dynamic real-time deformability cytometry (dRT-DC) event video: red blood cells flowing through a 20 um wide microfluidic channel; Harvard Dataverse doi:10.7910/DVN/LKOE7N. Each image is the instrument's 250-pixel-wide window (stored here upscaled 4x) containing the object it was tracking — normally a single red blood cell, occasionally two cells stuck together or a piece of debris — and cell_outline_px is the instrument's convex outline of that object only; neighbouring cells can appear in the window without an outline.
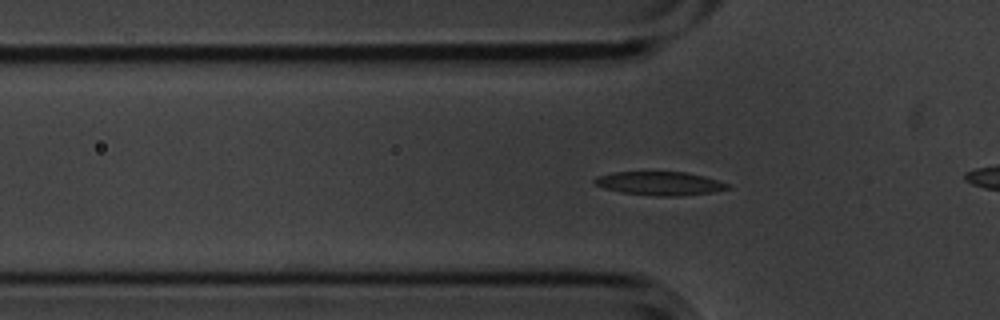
{"species": "common noctule bat (a hibernating species)", "species_latin": "Nyctalus noctula", "temperature_condition": "cold", "stored_images_in_passage": 56, "camera_frame_rate_fps": 3000, "um_per_image_px": 0.085, "animal": {"sex": "male", "body_mass_g": 20.1, "forearm_length_mm": 53.5}, "frame": {"image": 1, "passage_image": 17, "time_ms": 5.333, "image_size_px": [1000, 320], "cell_outline_px": [[732, 188], [712, 192], [680, 196], [656, 196], [620, 192], [604, 188], [596, 184], [592, 180], [596, 176], [612, 172], [684, 172], [704, 176], [728, 184]], "centroid_in_image_um": [56.05, 15.59], "position_along_channel_um": 69.7, "area_um2": 18.26}}
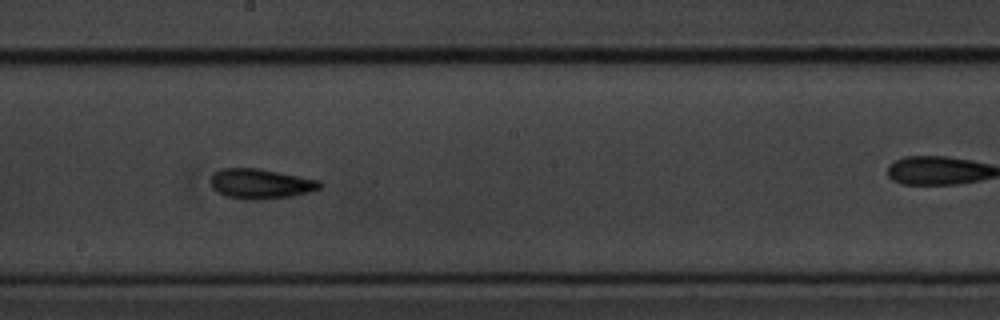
{"frame": {"image": 2, "passage_image": 30, "time_ms": 9.667, "image_size_px": [1000, 320], "cell_outline_px": [[324, 184], [320, 188], [308, 192], [292, 196], [260, 200], [244, 200], [228, 196], [216, 192], [212, 188], [212, 172], [220, 168], [260, 168], [320, 180]], "centroid_in_image_um": [22.15, 15.62], "position_along_channel_um": 226.0, "area_um2": 19.31}}
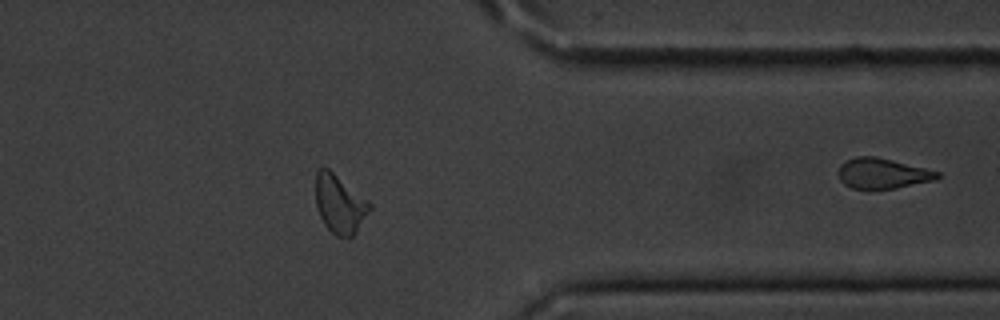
{"frame": {"image": 3, "passage_image": 44, "time_ms": 14.333, "image_size_px": [1000, 320], "cell_outline_px": [[372, 208], [356, 232], [348, 240], [336, 236], [324, 224], [320, 216], [316, 204], [316, 172], [320, 168], [328, 168], [368, 200], [372, 204]], "centroid_in_image_um": [28.89, 17.37], "position_along_channel_um": 382.5, "area_um2": 18.44}, "authors_computed_cell_mechanics": {"area_um2": 18.1781, "velocity_mm_per_s": 3.5903, "shape_relaxation_time_tau1_ms": 2.9951, "shape_relaxation_time_tau2_ms": 6.6317, "deformation_change_tau1": 0.1136, "deformation_change_tau2": 0.1424}}